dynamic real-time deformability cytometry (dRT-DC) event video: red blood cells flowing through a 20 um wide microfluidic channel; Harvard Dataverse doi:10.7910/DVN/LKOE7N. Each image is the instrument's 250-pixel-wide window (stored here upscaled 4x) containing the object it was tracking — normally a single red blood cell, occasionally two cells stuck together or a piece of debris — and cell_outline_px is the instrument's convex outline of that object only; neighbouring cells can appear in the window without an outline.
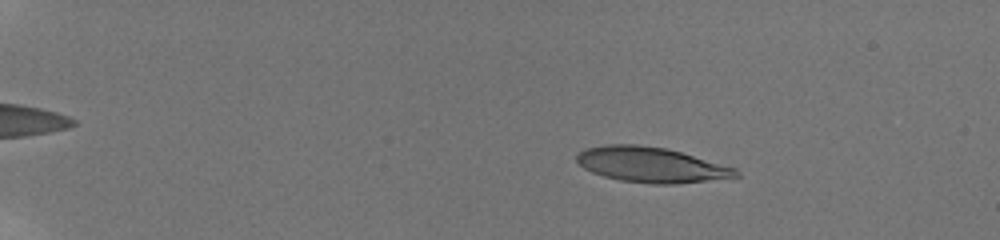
{"species": "human", "species_latin": "Homo sapiens", "temperature_condition": "room temperature", "stored_images_in_passage": 57, "camera_frame_rate_fps": 3000, "um_per_image_px": 0.085, "donor": {"sex": "male"}, "frame": {"image": 1, "passage_image": 11, "time_ms": 3.333, "image_size_px": [1000, 240], "cell_outline_px": [[740, 176], [676, 184], [652, 184], [620, 180], [604, 176], [592, 172], [584, 168], [576, 160], [576, 156], [584, 148], [608, 144], [636, 144], [664, 148], [680, 152], [736, 168], [740, 172]], "centroid_in_image_um": [55.32, 14.0], "position_along_channel_um": 29.7, "area_um2": 32.43}}
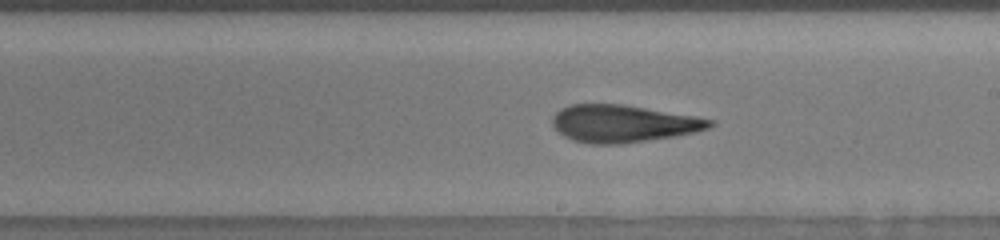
{"frame": {"image": 2, "passage_image": 37, "time_ms": 12.0, "image_size_px": [1000, 240], "cell_outline_px": [[716, 124], [708, 128], [676, 136], [620, 144], [588, 144], [572, 140], [564, 136], [552, 124], [552, 116], [560, 108], [572, 104], [624, 104], [696, 116], [716, 120]], "centroid_in_image_um": [52.97, 10.5], "position_along_channel_um": 236.0, "area_um2": 34.39}}
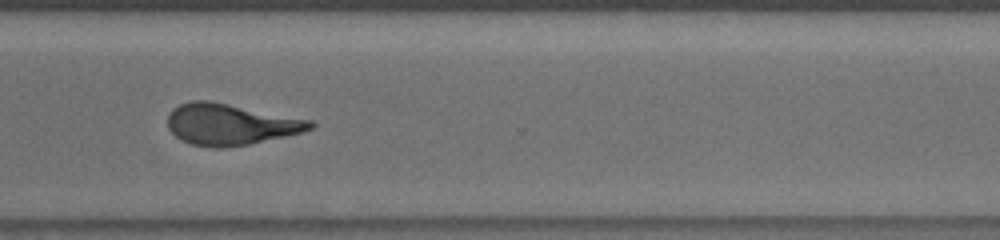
{"frame": {"image": 3, "passage_image": 46, "time_ms": 15.0, "image_size_px": [1000, 240], "cell_outline_px": [[316, 124], [312, 128], [300, 132], [284, 136], [248, 144], [224, 148], [212, 148], [192, 144], [180, 140], [168, 128], [168, 112], [172, 108], [180, 104], [192, 100], [212, 100], [312, 120]], "centroid_in_image_um": [19.55, 10.55], "position_along_channel_um": 351.1, "area_um2": 34.39}, "authors_computed_cell_mechanics": {"area_um2": 33.2928, "velocity_mm_per_s": 3.8366, "shape_relaxation_time_tau1_ms": 10.6755, "shape_relaxation_time_tau2_ms": 2.349, "deformation_change_tau1": 0.319, "deformation_change_tau2": 0.1224}}